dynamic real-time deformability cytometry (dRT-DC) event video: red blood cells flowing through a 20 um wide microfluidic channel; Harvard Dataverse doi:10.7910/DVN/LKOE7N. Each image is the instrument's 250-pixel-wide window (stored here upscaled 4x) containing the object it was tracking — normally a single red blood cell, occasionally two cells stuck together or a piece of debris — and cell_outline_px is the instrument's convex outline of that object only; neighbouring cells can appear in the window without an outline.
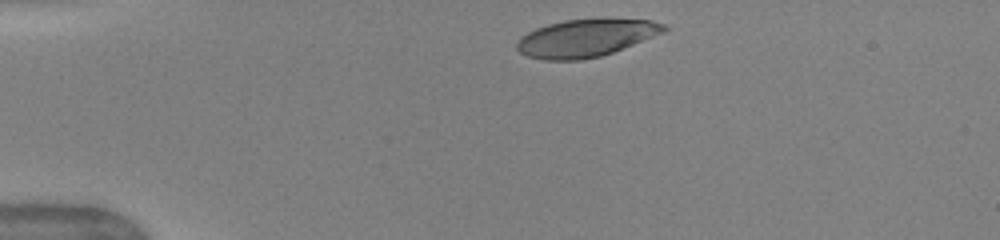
{"species": "human", "species_latin": "Homo sapiens", "temperature_condition": "warm", "stored_images_in_passage": 6, "camera_frame_rate_fps": 3000, "um_per_image_px": 0.085, "donor": {"sex": "female"}, "frame": {"image": 1, "passage_image": 1, "time_ms": 0.0, "image_size_px": [1000, 240], "cell_outline_px": [[668, 28], [664, 32], [612, 52], [600, 56], [580, 60], [544, 60], [528, 56], [520, 52], [516, 48], [516, 44], [520, 36], [536, 28], [548, 24], [564, 20], [604, 16], [652, 20], [668, 24]], "centroid_in_image_um": [49.84, 3.18], "position_along_channel_um": 35.2, "area_um2": 32.95}}